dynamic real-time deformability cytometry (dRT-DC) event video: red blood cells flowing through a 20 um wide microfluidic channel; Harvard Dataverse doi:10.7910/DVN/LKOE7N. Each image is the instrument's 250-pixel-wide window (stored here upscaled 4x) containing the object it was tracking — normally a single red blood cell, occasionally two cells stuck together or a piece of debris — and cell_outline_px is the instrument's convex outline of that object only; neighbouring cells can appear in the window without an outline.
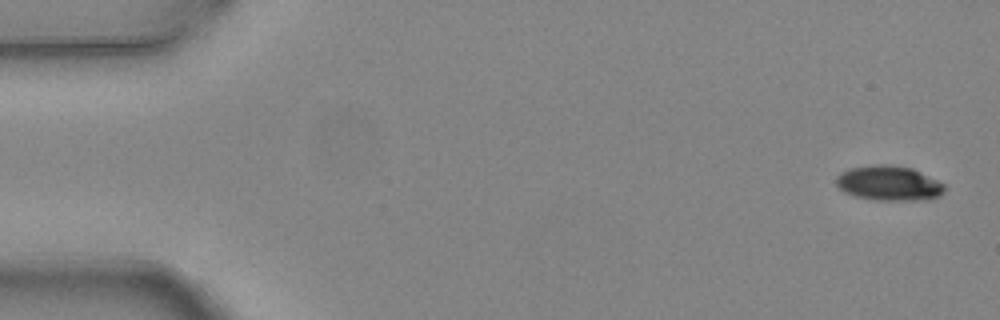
{"species": "common noctule bat (a hibernating species)", "species_latin": "Nyctalus noctula", "temperature_condition": "warm", "stored_images_in_passage": 4, "camera_frame_rate_fps": 3000, "um_per_image_px": 0.085, "animal": {"sex": "female", "body_mass_g": 24.6, "forearm_length_mm": 56.2}, "frame": {"image": 1, "passage_image": 1, "time_ms": 0.0, "image_size_px": [1000, 320], "cell_outline_px": [[944, 192], [940, 196], [928, 200], [876, 200], [856, 196], [844, 192], [836, 184], [836, 176], [840, 172], [852, 168], [876, 164], [888, 164], [912, 168], [944, 184]], "centroid_in_image_um": [75.56, 15.58], "position_along_channel_um": 9.4, "area_um2": 21.96}}
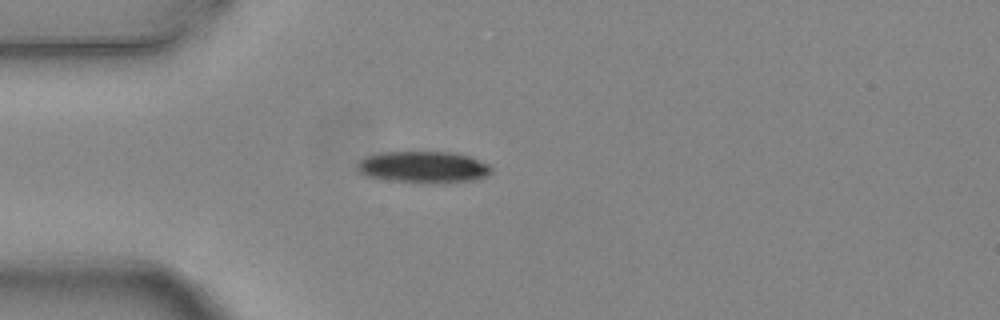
{"frame": {"image": 2, "passage_image": 4, "time_ms": 1.0, "image_size_px": [1000, 320], "cell_outline_px": [[492, 172], [488, 176], [472, 180], [432, 184], [392, 180], [368, 176], [360, 172], [356, 168], [356, 160], [364, 156], [380, 152], [452, 152], [468, 156], [480, 160], [488, 164], [492, 168]], "centroid_in_image_um": [35.97, 14.2], "position_along_channel_um": 49.0, "area_um2": 24.97}}